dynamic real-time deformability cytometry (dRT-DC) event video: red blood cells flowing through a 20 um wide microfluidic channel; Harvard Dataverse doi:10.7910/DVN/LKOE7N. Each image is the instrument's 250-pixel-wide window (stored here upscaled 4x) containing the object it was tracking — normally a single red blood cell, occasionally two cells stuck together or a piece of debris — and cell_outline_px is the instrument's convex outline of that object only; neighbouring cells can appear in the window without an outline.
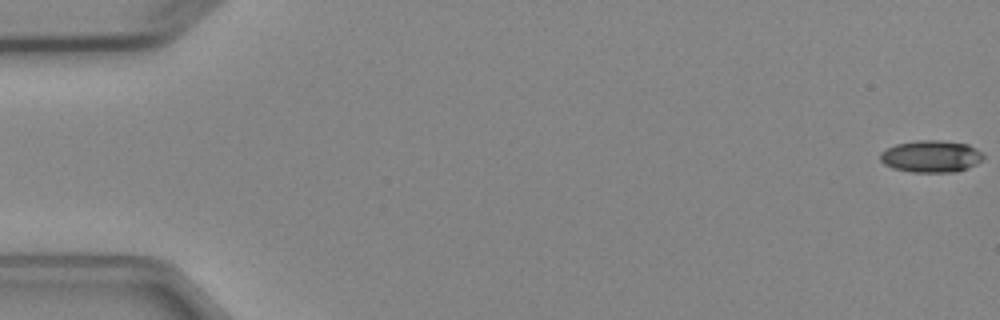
{"species": "Egyptian fruit bat (a non-hibernating species)", "species_latin": "Rousettus aegyptiacus", "temperature_condition": "cold", "stored_images_in_passage": 7, "camera_frame_rate_fps": 3000, "um_per_image_px": 0.085, "animal": {"sex": "female"}, "frame": {"image": 1, "passage_image": 1, "time_ms": 0.0, "image_size_px": [1000, 320], "cell_outline_px": [[984, 156], [976, 164], [968, 168], [956, 172], [912, 172], [892, 168], [884, 164], [880, 160], [880, 152], [896, 144], [916, 140], [940, 140], [968, 144], [976, 148]], "centroid_in_image_um": [79.12, 13.29], "position_along_channel_um": 5.9, "area_um2": 19.25}}